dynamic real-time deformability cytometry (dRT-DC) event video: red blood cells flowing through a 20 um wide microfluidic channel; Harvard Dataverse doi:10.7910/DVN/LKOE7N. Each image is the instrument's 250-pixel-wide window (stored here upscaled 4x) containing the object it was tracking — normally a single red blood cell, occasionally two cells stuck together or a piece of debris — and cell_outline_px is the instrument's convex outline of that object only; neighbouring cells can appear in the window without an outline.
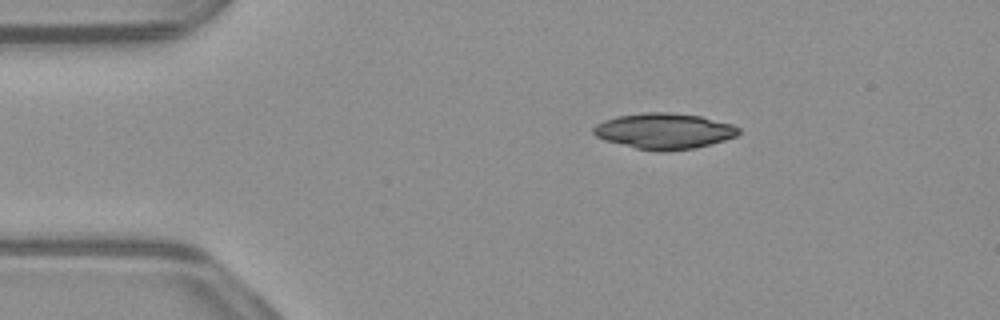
{"species": "common noctule bat (a hibernating species)", "species_latin": "Nyctalus noctula", "temperature_condition": "warm", "stored_images_in_passage": 44, "camera_frame_rate_fps": 3000, "um_per_image_px": 0.085, "animal": {"sex": "male", "body_mass_g": 23.1, "forearm_length_mm": 52.7}, "frame": {"image": 1, "passage_image": 1, "time_ms": 0.0, "image_size_px": [1000, 320], "cell_outline_px": [[740, 132], [736, 136], [724, 140], [692, 148], [664, 152], [636, 148], [604, 140], [596, 136], [592, 132], [592, 128], [596, 124], [604, 120], [616, 116], [644, 112], [672, 112], [700, 116], [732, 124], [740, 128]], "centroid_in_image_um": [56.42, 11.13], "position_along_channel_um": 28.6, "area_um2": 30.23}}
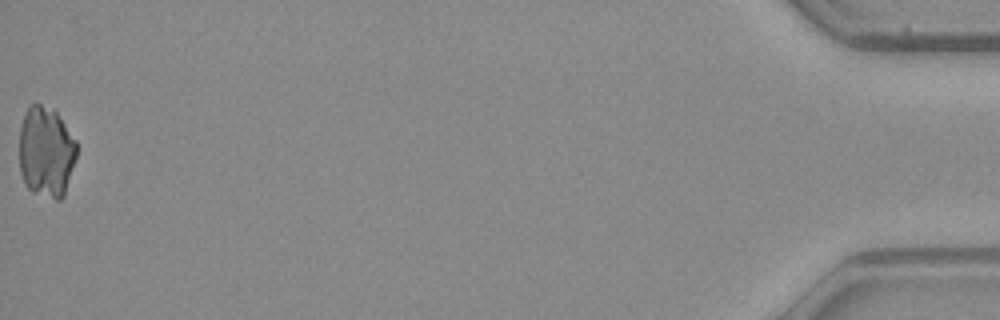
{"frame": {"image": 2, "passage_image": 44, "time_ms": 14.333, "image_size_px": [1000, 320], "cell_outline_px": [[76, 156], [64, 196], [60, 200], [56, 200], [32, 192], [24, 184], [20, 172], [20, 128], [24, 112], [32, 104], [40, 104], [52, 108], [56, 112], [76, 140]], "centroid_in_image_um": [3.91, 12.93], "position_along_channel_um": 431.3, "area_um2": 30.46}}